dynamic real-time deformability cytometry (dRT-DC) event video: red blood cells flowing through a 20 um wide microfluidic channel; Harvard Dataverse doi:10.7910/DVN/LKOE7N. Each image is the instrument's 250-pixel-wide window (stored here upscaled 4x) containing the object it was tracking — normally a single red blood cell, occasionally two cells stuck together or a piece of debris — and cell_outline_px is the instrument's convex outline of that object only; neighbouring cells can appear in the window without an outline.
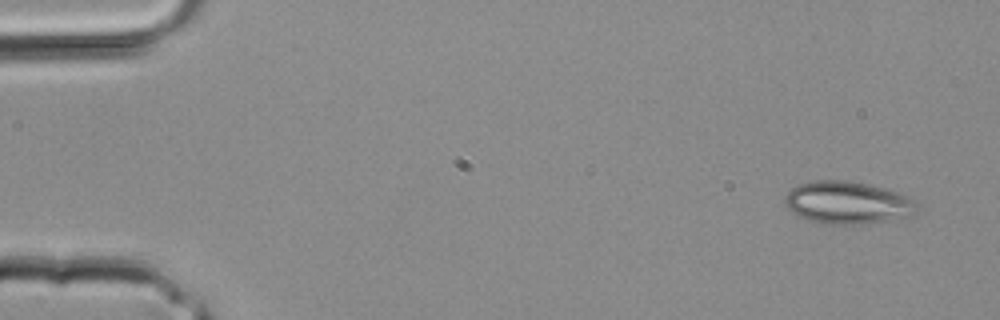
{"species": "common noctule bat (a hibernating species)", "species_latin": "Nyctalus noctula", "temperature_condition": "room temperature", "stored_images_in_passage": 4, "segment_of_instrument_passage": [1, 2], "camera_frame_rate_fps": 3000, "um_per_image_px": 0.085, "animal": {"sex": "male", "body_mass_g": 20.4}, "frame": {"image": 1, "passage_image": 1, "time_ms": 0.0, "image_size_px": [1000, 320], "cell_outline_px": [[920, 208], [916, 216], [872, 224], [828, 224], [812, 220], [800, 216], [792, 212], [784, 204], [784, 196], [792, 188], [800, 184], [812, 180], [848, 180], [888, 188], [908, 196], [916, 200]], "centroid_in_image_um": [72.15, 17.23], "position_along_channel_um": 12.8, "area_um2": 33.52}}